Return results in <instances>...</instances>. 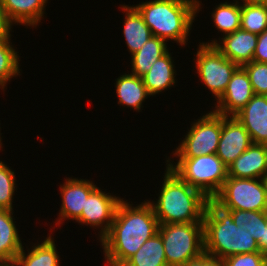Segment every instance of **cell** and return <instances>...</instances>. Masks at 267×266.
<instances>
[{"label":"cell","instance_id":"25","mask_svg":"<svg viewBox=\"0 0 267 266\" xmlns=\"http://www.w3.org/2000/svg\"><path fill=\"white\" fill-rule=\"evenodd\" d=\"M213 22L217 29L225 35L240 28L241 5L236 3H220L212 12Z\"/></svg>","mask_w":267,"mask_h":266},{"label":"cell","instance_id":"32","mask_svg":"<svg viewBox=\"0 0 267 266\" xmlns=\"http://www.w3.org/2000/svg\"><path fill=\"white\" fill-rule=\"evenodd\" d=\"M253 61L267 63V29L258 35Z\"/></svg>","mask_w":267,"mask_h":266},{"label":"cell","instance_id":"3","mask_svg":"<svg viewBox=\"0 0 267 266\" xmlns=\"http://www.w3.org/2000/svg\"><path fill=\"white\" fill-rule=\"evenodd\" d=\"M204 253L224 259L231 255L261 252L249 231L236 226L232 215L212 199L203 219Z\"/></svg>","mask_w":267,"mask_h":266},{"label":"cell","instance_id":"38","mask_svg":"<svg viewBox=\"0 0 267 266\" xmlns=\"http://www.w3.org/2000/svg\"><path fill=\"white\" fill-rule=\"evenodd\" d=\"M1 134V133H0ZM1 136V135H0ZM2 148V143H1V137H0V150Z\"/></svg>","mask_w":267,"mask_h":266},{"label":"cell","instance_id":"27","mask_svg":"<svg viewBox=\"0 0 267 266\" xmlns=\"http://www.w3.org/2000/svg\"><path fill=\"white\" fill-rule=\"evenodd\" d=\"M240 28L254 34L267 29V4L242 5Z\"/></svg>","mask_w":267,"mask_h":266},{"label":"cell","instance_id":"6","mask_svg":"<svg viewBox=\"0 0 267 266\" xmlns=\"http://www.w3.org/2000/svg\"><path fill=\"white\" fill-rule=\"evenodd\" d=\"M168 159L167 166L191 187L212 199L228 177V168L216 154L195 158H179L176 165Z\"/></svg>","mask_w":267,"mask_h":266},{"label":"cell","instance_id":"21","mask_svg":"<svg viewBox=\"0 0 267 266\" xmlns=\"http://www.w3.org/2000/svg\"><path fill=\"white\" fill-rule=\"evenodd\" d=\"M116 93L118 96V104L126 105L139 112L142 106V102L150 96L142 77H138L133 74H124L117 78L116 81Z\"/></svg>","mask_w":267,"mask_h":266},{"label":"cell","instance_id":"31","mask_svg":"<svg viewBox=\"0 0 267 266\" xmlns=\"http://www.w3.org/2000/svg\"><path fill=\"white\" fill-rule=\"evenodd\" d=\"M226 266H263L266 257L263 252L231 255L223 259Z\"/></svg>","mask_w":267,"mask_h":266},{"label":"cell","instance_id":"5","mask_svg":"<svg viewBox=\"0 0 267 266\" xmlns=\"http://www.w3.org/2000/svg\"><path fill=\"white\" fill-rule=\"evenodd\" d=\"M168 266H186L204 253L203 222L159 224Z\"/></svg>","mask_w":267,"mask_h":266},{"label":"cell","instance_id":"24","mask_svg":"<svg viewBox=\"0 0 267 266\" xmlns=\"http://www.w3.org/2000/svg\"><path fill=\"white\" fill-rule=\"evenodd\" d=\"M122 266H168L161 235L156 233L145 241Z\"/></svg>","mask_w":267,"mask_h":266},{"label":"cell","instance_id":"10","mask_svg":"<svg viewBox=\"0 0 267 266\" xmlns=\"http://www.w3.org/2000/svg\"><path fill=\"white\" fill-rule=\"evenodd\" d=\"M121 201L120 197L109 195L96 187L86 199L85 208L76 222L93 226L95 229L101 227L99 234L101 240L110 230Z\"/></svg>","mask_w":267,"mask_h":266},{"label":"cell","instance_id":"12","mask_svg":"<svg viewBox=\"0 0 267 266\" xmlns=\"http://www.w3.org/2000/svg\"><path fill=\"white\" fill-rule=\"evenodd\" d=\"M248 131L235 116L222 115V127L216 155L228 167L251 144Z\"/></svg>","mask_w":267,"mask_h":266},{"label":"cell","instance_id":"39","mask_svg":"<svg viewBox=\"0 0 267 266\" xmlns=\"http://www.w3.org/2000/svg\"><path fill=\"white\" fill-rule=\"evenodd\" d=\"M265 257H266V261H267V251L264 253Z\"/></svg>","mask_w":267,"mask_h":266},{"label":"cell","instance_id":"19","mask_svg":"<svg viewBox=\"0 0 267 266\" xmlns=\"http://www.w3.org/2000/svg\"><path fill=\"white\" fill-rule=\"evenodd\" d=\"M169 51L161 56L142 76L149 95H155L175 84L176 71Z\"/></svg>","mask_w":267,"mask_h":266},{"label":"cell","instance_id":"8","mask_svg":"<svg viewBox=\"0 0 267 266\" xmlns=\"http://www.w3.org/2000/svg\"><path fill=\"white\" fill-rule=\"evenodd\" d=\"M210 112V113H209ZM194 122L173 154L179 158H195L216 154L222 127V115L209 111Z\"/></svg>","mask_w":267,"mask_h":266},{"label":"cell","instance_id":"14","mask_svg":"<svg viewBox=\"0 0 267 266\" xmlns=\"http://www.w3.org/2000/svg\"><path fill=\"white\" fill-rule=\"evenodd\" d=\"M95 188L96 185L89 180L66 178V182L60 186L62 205L56 224H61L65 218L77 221L85 208L86 199Z\"/></svg>","mask_w":267,"mask_h":266},{"label":"cell","instance_id":"7","mask_svg":"<svg viewBox=\"0 0 267 266\" xmlns=\"http://www.w3.org/2000/svg\"><path fill=\"white\" fill-rule=\"evenodd\" d=\"M212 200L224 210L267 211L262 178L227 177Z\"/></svg>","mask_w":267,"mask_h":266},{"label":"cell","instance_id":"26","mask_svg":"<svg viewBox=\"0 0 267 266\" xmlns=\"http://www.w3.org/2000/svg\"><path fill=\"white\" fill-rule=\"evenodd\" d=\"M236 226L249 231L259 242L263 238L264 227L267 225V211L227 210Z\"/></svg>","mask_w":267,"mask_h":266},{"label":"cell","instance_id":"34","mask_svg":"<svg viewBox=\"0 0 267 266\" xmlns=\"http://www.w3.org/2000/svg\"><path fill=\"white\" fill-rule=\"evenodd\" d=\"M12 25L0 4V40L11 36Z\"/></svg>","mask_w":267,"mask_h":266},{"label":"cell","instance_id":"28","mask_svg":"<svg viewBox=\"0 0 267 266\" xmlns=\"http://www.w3.org/2000/svg\"><path fill=\"white\" fill-rule=\"evenodd\" d=\"M10 38L0 40V88L3 90L11 78L20 75L18 52L10 44Z\"/></svg>","mask_w":267,"mask_h":266},{"label":"cell","instance_id":"13","mask_svg":"<svg viewBox=\"0 0 267 266\" xmlns=\"http://www.w3.org/2000/svg\"><path fill=\"white\" fill-rule=\"evenodd\" d=\"M257 40V34L239 28L233 33L223 35L220 44L216 40L202 44L214 45L230 61L243 66L253 61Z\"/></svg>","mask_w":267,"mask_h":266},{"label":"cell","instance_id":"33","mask_svg":"<svg viewBox=\"0 0 267 266\" xmlns=\"http://www.w3.org/2000/svg\"><path fill=\"white\" fill-rule=\"evenodd\" d=\"M186 266H226L223 259L203 253L191 260Z\"/></svg>","mask_w":267,"mask_h":266},{"label":"cell","instance_id":"16","mask_svg":"<svg viewBox=\"0 0 267 266\" xmlns=\"http://www.w3.org/2000/svg\"><path fill=\"white\" fill-rule=\"evenodd\" d=\"M227 168L228 177L263 178L267 174V145L252 143Z\"/></svg>","mask_w":267,"mask_h":266},{"label":"cell","instance_id":"2","mask_svg":"<svg viewBox=\"0 0 267 266\" xmlns=\"http://www.w3.org/2000/svg\"><path fill=\"white\" fill-rule=\"evenodd\" d=\"M157 202H149L159 224L203 222L210 200L166 166Z\"/></svg>","mask_w":267,"mask_h":266},{"label":"cell","instance_id":"20","mask_svg":"<svg viewBox=\"0 0 267 266\" xmlns=\"http://www.w3.org/2000/svg\"><path fill=\"white\" fill-rule=\"evenodd\" d=\"M122 10L126 12L124 22V38L131 55L137 52L152 35L150 28L144 23L143 17L133 6L122 5Z\"/></svg>","mask_w":267,"mask_h":266},{"label":"cell","instance_id":"30","mask_svg":"<svg viewBox=\"0 0 267 266\" xmlns=\"http://www.w3.org/2000/svg\"><path fill=\"white\" fill-rule=\"evenodd\" d=\"M256 95H267V63L252 61L242 66Z\"/></svg>","mask_w":267,"mask_h":266},{"label":"cell","instance_id":"36","mask_svg":"<svg viewBox=\"0 0 267 266\" xmlns=\"http://www.w3.org/2000/svg\"><path fill=\"white\" fill-rule=\"evenodd\" d=\"M243 5L267 4V0H242Z\"/></svg>","mask_w":267,"mask_h":266},{"label":"cell","instance_id":"35","mask_svg":"<svg viewBox=\"0 0 267 266\" xmlns=\"http://www.w3.org/2000/svg\"><path fill=\"white\" fill-rule=\"evenodd\" d=\"M260 251L265 253L267 251V225L264 227L263 238L258 242Z\"/></svg>","mask_w":267,"mask_h":266},{"label":"cell","instance_id":"9","mask_svg":"<svg viewBox=\"0 0 267 266\" xmlns=\"http://www.w3.org/2000/svg\"><path fill=\"white\" fill-rule=\"evenodd\" d=\"M196 57L200 80L218 100L239 66L226 58L214 45L200 43Z\"/></svg>","mask_w":267,"mask_h":266},{"label":"cell","instance_id":"37","mask_svg":"<svg viewBox=\"0 0 267 266\" xmlns=\"http://www.w3.org/2000/svg\"><path fill=\"white\" fill-rule=\"evenodd\" d=\"M262 181H263V184L265 186V191H266V194H267V174L262 178Z\"/></svg>","mask_w":267,"mask_h":266},{"label":"cell","instance_id":"15","mask_svg":"<svg viewBox=\"0 0 267 266\" xmlns=\"http://www.w3.org/2000/svg\"><path fill=\"white\" fill-rule=\"evenodd\" d=\"M254 144L267 145V95H254L235 115Z\"/></svg>","mask_w":267,"mask_h":266},{"label":"cell","instance_id":"17","mask_svg":"<svg viewBox=\"0 0 267 266\" xmlns=\"http://www.w3.org/2000/svg\"><path fill=\"white\" fill-rule=\"evenodd\" d=\"M48 0H0L9 21L36 27L44 15Z\"/></svg>","mask_w":267,"mask_h":266},{"label":"cell","instance_id":"4","mask_svg":"<svg viewBox=\"0 0 267 266\" xmlns=\"http://www.w3.org/2000/svg\"><path fill=\"white\" fill-rule=\"evenodd\" d=\"M153 36L173 40L181 46L187 44V37L196 14L199 0H154L134 6ZM198 11V12H197Z\"/></svg>","mask_w":267,"mask_h":266},{"label":"cell","instance_id":"1","mask_svg":"<svg viewBox=\"0 0 267 266\" xmlns=\"http://www.w3.org/2000/svg\"><path fill=\"white\" fill-rule=\"evenodd\" d=\"M158 219L148 200L133 207L122 199L108 233L100 240L109 266H122L158 233Z\"/></svg>","mask_w":267,"mask_h":266},{"label":"cell","instance_id":"29","mask_svg":"<svg viewBox=\"0 0 267 266\" xmlns=\"http://www.w3.org/2000/svg\"><path fill=\"white\" fill-rule=\"evenodd\" d=\"M15 173L0 161V209L13 210L12 200L15 192Z\"/></svg>","mask_w":267,"mask_h":266},{"label":"cell","instance_id":"22","mask_svg":"<svg viewBox=\"0 0 267 266\" xmlns=\"http://www.w3.org/2000/svg\"><path fill=\"white\" fill-rule=\"evenodd\" d=\"M55 242L52 236H48L32 250L25 254L24 247L17 255L12 266H59V256L56 251Z\"/></svg>","mask_w":267,"mask_h":266},{"label":"cell","instance_id":"18","mask_svg":"<svg viewBox=\"0 0 267 266\" xmlns=\"http://www.w3.org/2000/svg\"><path fill=\"white\" fill-rule=\"evenodd\" d=\"M12 212L0 209V266H12L23 248Z\"/></svg>","mask_w":267,"mask_h":266},{"label":"cell","instance_id":"11","mask_svg":"<svg viewBox=\"0 0 267 266\" xmlns=\"http://www.w3.org/2000/svg\"><path fill=\"white\" fill-rule=\"evenodd\" d=\"M254 95L246 70L239 66L213 111L224 116H235Z\"/></svg>","mask_w":267,"mask_h":266},{"label":"cell","instance_id":"23","mask_svg":"<svg viewBox=\"0 0 267 266\" xmlns=\"http://www.w3.org/2000/svg\"><path fill=\"white\" fill-rule=\"evenodd\" d=\"M168 51L164 39L151 36L149 40L132 54V73L138 77L146 74L151 66Z\"/></svg>","mask_w":267,"mask_h":266}]
</instances>
